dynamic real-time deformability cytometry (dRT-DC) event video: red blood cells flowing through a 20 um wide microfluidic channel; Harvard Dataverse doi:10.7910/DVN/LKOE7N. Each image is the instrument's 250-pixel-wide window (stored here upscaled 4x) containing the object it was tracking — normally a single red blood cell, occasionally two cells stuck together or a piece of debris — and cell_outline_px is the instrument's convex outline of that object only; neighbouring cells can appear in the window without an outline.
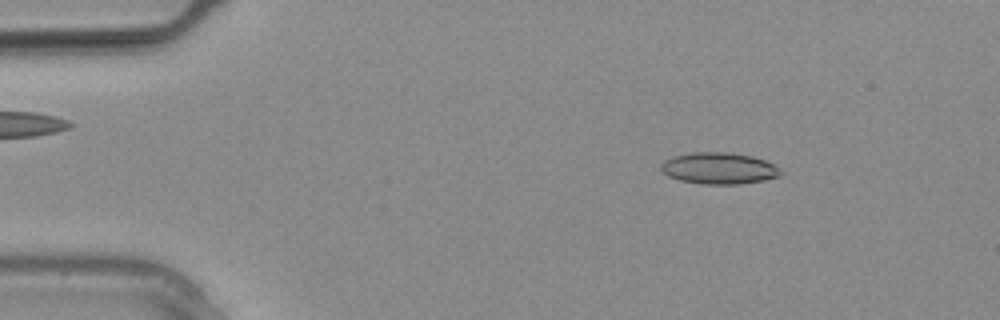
{"species": "common noctule bat (a hibernating species)", "species_latin": "Nyctalus noctula", "temperature_condition": "warm", "stored_images_in_passage": 7, "camera_frame_rate_fps": 3000, "um_per_image_px": 0.085, "animal": {"sex": "male", "body_mass_g": 20.4}, "frame": {"image": 1, "passage_image": 3, "time_ms": 0.667, "image_size_px": [1000, 320], "cell_outline_px": [[784, 172], [780, 176], [764, 180], [740, 184], [700, 184], [680, 180], [668, 176], [660, 168], [660, 164], [664, 160], [672, 156], [696, 152], [728, 152], [752, 156], [764, 160], [772, 164]], "centroid_in_image_um": [61.1, 14.31], "position_along_channel_um": 23.9, "area_um2": 22.02}}
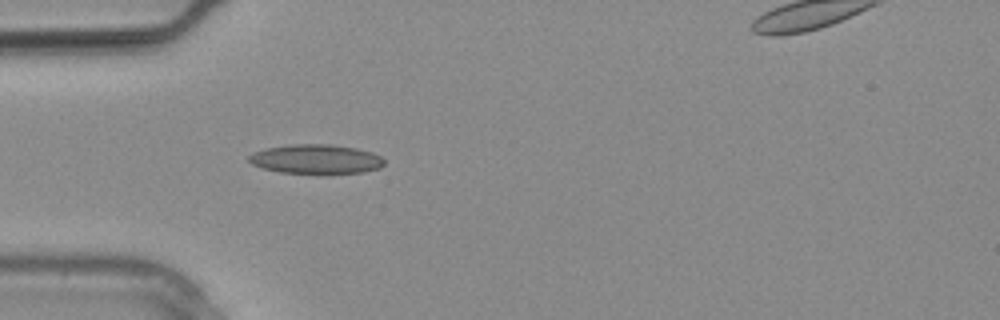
{"frame": {"image": 2, "passage_image": 7, "time_ms": 2.0, "image_size_px": [1000, 320], "cell_outline_px": [[384, 164], [380, 168], [364, 172], [320, 176], [280, 172], [264, 168], [252, 164], [248, 160], [248, 156], [252, 152], [268, 148], [292, 144], [332, 144], [356, 148], [372, 152], [380, 156], [384, 160]], "centroid_in_image_um": [26.89, 13.56], "position_along_channel_um": 58.1, "area_um2": 23.93}}